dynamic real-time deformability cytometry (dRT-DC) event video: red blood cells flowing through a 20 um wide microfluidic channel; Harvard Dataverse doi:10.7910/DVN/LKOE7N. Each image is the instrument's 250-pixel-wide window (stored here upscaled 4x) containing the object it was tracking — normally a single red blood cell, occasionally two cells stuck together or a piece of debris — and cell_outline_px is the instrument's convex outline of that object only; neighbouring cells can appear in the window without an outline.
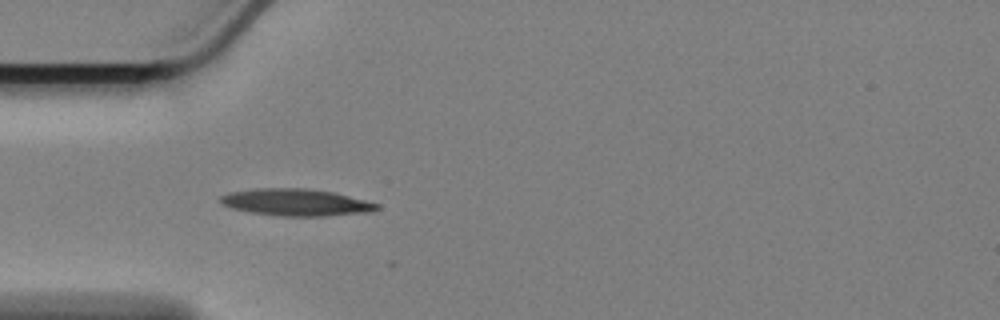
{"species": "Egyptian fruit bat (a non-hibernating species)", "species_latin": "Rousettus aegyptiacus", "temperature_condition": "cold", "stored_images_in_passage": 3, "camera_frame_rate_fps": 3000, "um_per_image_px": 0.085, "animal": {"sex": "female"}, "frame": {"image": 1, "passage_image": 2, "time_ms": 0.333, "image_size_px": [1000, 320], "cell_outline_px": [[380, 208], [372, 212], [324, 216], [280, 216], [252, 212], [232, 208], [220, 204], [220, 196], [232, 192], [260, 188], [304, 188], [332, 192], [380, 204]], "centroid_in_image_um": [25.18, 17.21], "position_along_channel_um": 59.8, "area_um2": 24.39}}